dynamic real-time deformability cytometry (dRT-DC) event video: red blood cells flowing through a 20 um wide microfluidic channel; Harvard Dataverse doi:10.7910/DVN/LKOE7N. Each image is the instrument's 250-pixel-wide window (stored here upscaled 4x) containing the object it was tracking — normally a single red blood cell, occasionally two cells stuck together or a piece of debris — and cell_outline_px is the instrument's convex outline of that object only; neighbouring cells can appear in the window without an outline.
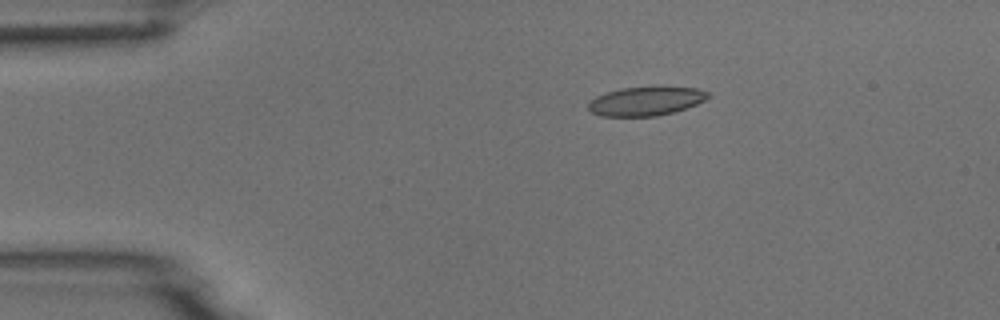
{"species": "common noctule bat (a hibernating species)", "species_latin": "Nyctalus noctula", "temperature_condition": "room temperature", "stored_images_in_passage": 7, "camera_frame_rate_fps": 3000, "um_per_image_px": 0.085, "animal": {"sex": "male", "body_mass_g": 18.8}, "frame": {"image": 1, "passage_image": 3, "time_ms": 2.333, "image_size_px": [1000, 320], "cell_outline_px": [[708, 96], [704, 100], [688, 108], [656, 116], [600, 116], [592, 112], [588, 108], [588, 104], [596, 96], [620, 88], [660, 84], [696, 88], [708, 92]], "centroid_in_image_um": [54.93, 8.55], "position_along_channel_um": 30.1, "area_um2": 20.69}}
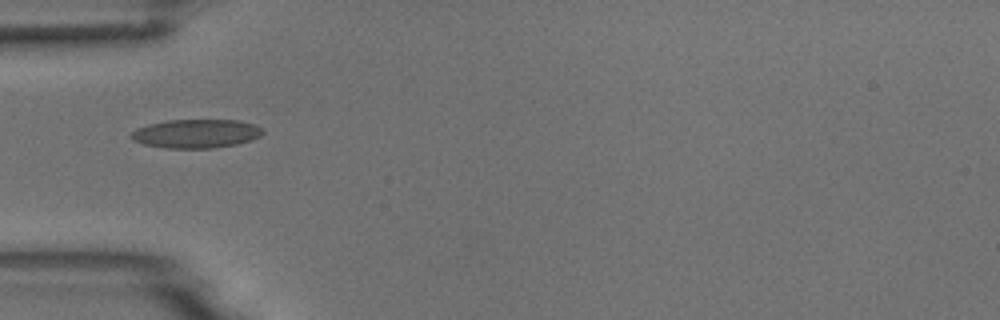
{"frame": {"image": 2, "passage_image": 5, "time_ms": 4.667, "image_size_px": [1000, 320], "cell_outline_px": [[264, 132], [260, 136], [252, 140], [236, 144], [212, 148], [164, 148], [144, 144], [132, 140], [132, 132], [136, 128], [148, 124], [168, 120], [240, 120], [256, 124]], "centroid_in_image_um": [16.68, 11.35], "position_along_channel_um": 68.3, "area_um2": 22.08}}